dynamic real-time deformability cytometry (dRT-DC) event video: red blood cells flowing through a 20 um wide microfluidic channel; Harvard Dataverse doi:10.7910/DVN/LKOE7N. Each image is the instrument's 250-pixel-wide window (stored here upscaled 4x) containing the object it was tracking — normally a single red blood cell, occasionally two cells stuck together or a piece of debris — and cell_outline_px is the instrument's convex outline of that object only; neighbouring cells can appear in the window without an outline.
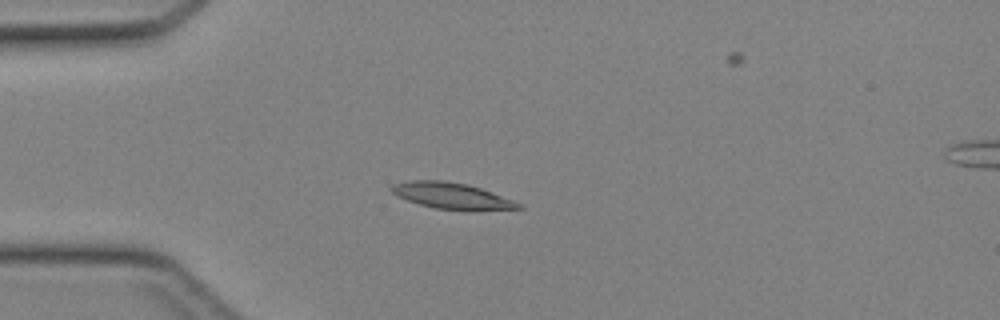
{"species": "Egyptian fruit bat (a non-hibernating species)", "species_latin": "Rousettus aegyptiacus", "temperature_condition": "cold", "stored_images_in_passage": 35, "camera_frame_rate_fps": 3000, "um_per_image_px": 0.085, "animal": {"sex": "female"}, "frame": {"image": 1, "passage_image": 12, "time_ms": 3.667, "image_size_px": [1000, 320], "cell_outline_px": [[524, 208], [468, 212], [436, 208], [420, 204], [396, 196], [388, 188], [392, 184], [412, 180], [444, 180], [468, 184], [480, 188], [524, 204]], "centroid_in_image_um": [38.44, 16.66], "position_along_channel_um": 46.6, "area_um2": 19.83}}
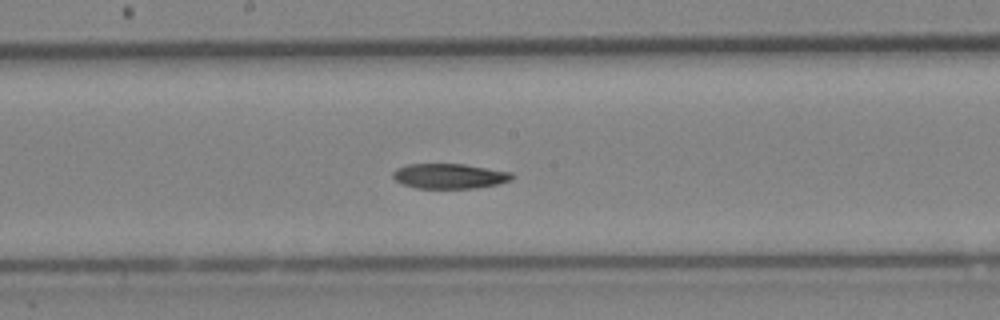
{"frame": {"image": 2, "passage_image": 24, "time_ms": 7.667, "image_size_px": [1000, 320], "cell_outline_px": [[516, 176], [512, 180], [496, 184], [476, 188], [416, 188], [404, 184], [396, 180], [392, 176], [392, 172], [396, 168], [408, 164], [464, 164], [512, 172]], "centroid_in_image_um": [38.23, 14.96], "position_along_channel_um": 210.0, "area_um2": 17.4}}
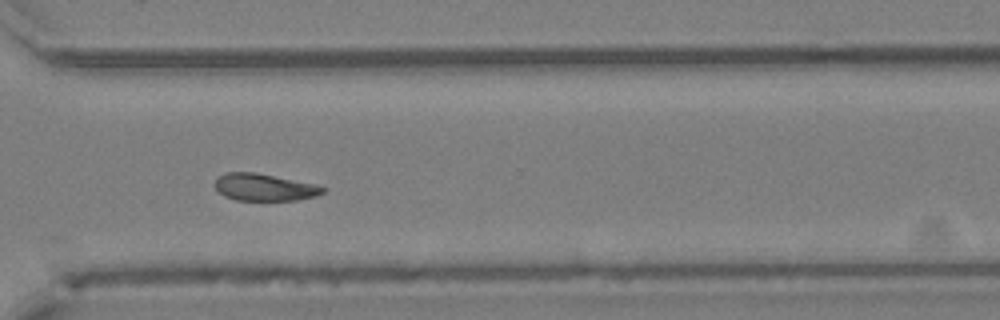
{"frame": {"image": 3, "passage_image": 33, "time_ms": 10.667, "image_size_px": [1000, 320], "cell_outline_px": [[328, 188], [324, 192], [316, 196], [296, 200], [236, 200], [224, 196], [212, 184], [216, 176], [224, 172], [256, 172], [316, 184]], "centroid_in_image_um": [22.44, 15.9], "position_along_channel_um": 348.2, "area_um2": 17.34}}